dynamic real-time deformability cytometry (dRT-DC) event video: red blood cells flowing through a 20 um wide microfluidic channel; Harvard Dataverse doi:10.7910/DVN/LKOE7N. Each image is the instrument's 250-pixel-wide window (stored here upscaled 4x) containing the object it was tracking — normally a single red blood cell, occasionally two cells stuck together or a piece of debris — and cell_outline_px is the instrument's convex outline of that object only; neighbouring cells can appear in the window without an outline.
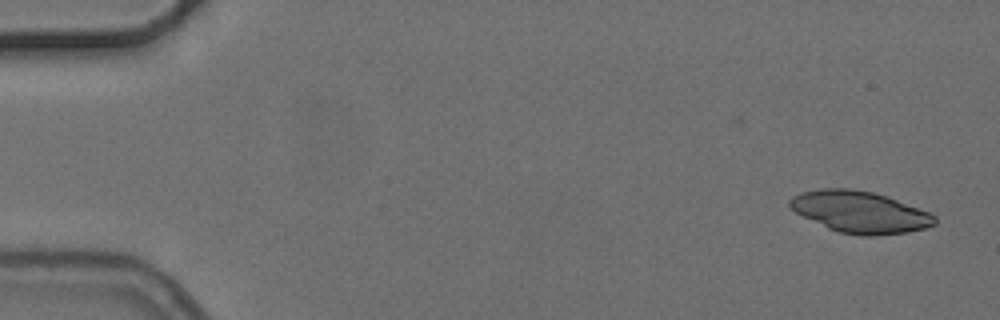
{"species": "common noctule bat (a hibernating species)", "species_latin": "Nyctalus noctula", "temperature_condition": "cold", "stored_images_in_passage": 5, "camera_frame_rate_fps": 3000, "um_per_image_px": 0.085, "animal": {"sex": "female", "body_mass_g": 24.6, "forearm_length_mm": 56.2}, "frame": {"image": 1, "passage_image": 1, "time_ms": 0.0, "image_size_px": [1000, 320], "cell_outline_px": [[936, 224], [924, 228], [908, 232], [872, 236], [860, 236], [840, 232], [828, 228], [788, 208], [788, 200], [792, 196], [800, 192], [820, 188], [852, 188], [872, 192], [888, 196], [928, 212], [936, 216]], "centroid_in_image_um": [73.07, 18.01], "position_along_channel_um": 11.9, "area_um2": 35.2}}